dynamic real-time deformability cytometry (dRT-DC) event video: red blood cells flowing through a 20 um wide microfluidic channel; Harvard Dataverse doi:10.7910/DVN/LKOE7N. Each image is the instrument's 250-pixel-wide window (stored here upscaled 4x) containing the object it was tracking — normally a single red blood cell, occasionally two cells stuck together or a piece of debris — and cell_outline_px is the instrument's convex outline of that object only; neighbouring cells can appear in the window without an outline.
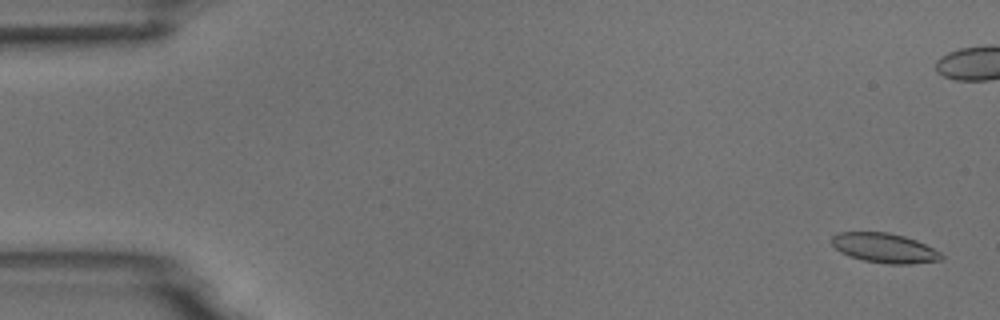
{"species": "common noctule bat (a hibernating species)", "species_latin": "Nyctalus noctula", "temperature_condition": "room temperature", "stored_images_in_passage": 5, "camera_frame_rate_fps": 3000, "um_per_image_px": 0.085, "animal": {"sex": "male", "body_mass_g": 18.8}, "frame": {"image": 1, "passage_image": 1, "time_ms": 0.0, "image_size_px": [1000, 320], "cell_outline_px": [[944, 256], [940, 260], [912, 264], [888, 264], [864, 260], [848, 256], [840, 252], [832, 244], [832, 236], [836, 232], [888, 232], [904, 236], [916, 240], [940, 252]], "centroid_in_image_um": [75.16, 21.08], "position_along_channel_um": 9.8, "area_um2": 18.9}}
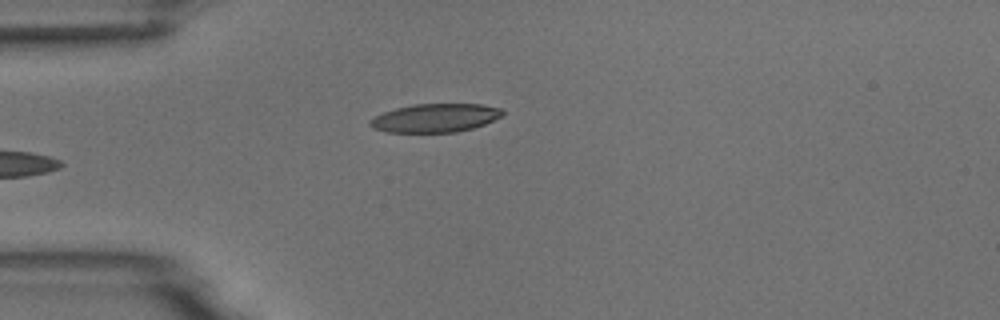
{"frame": {"image": 2, "passage_image": 5, "time_ms": 5.667, "image_size_px": [1000, 320], "cell_outline_px": [[504, 112], [500, 116], [484, 124], [472, 128], [456, 132], [388, 132], [372, 128], [368, 124], [368, 120], [384, 112], [396, 108], [412, 104], [480, 104], [500, 108]], "centroid_in_image_um": [36.95, 10.02], "position_along_channel_um": 48.1, "area_um2": 21.85}}